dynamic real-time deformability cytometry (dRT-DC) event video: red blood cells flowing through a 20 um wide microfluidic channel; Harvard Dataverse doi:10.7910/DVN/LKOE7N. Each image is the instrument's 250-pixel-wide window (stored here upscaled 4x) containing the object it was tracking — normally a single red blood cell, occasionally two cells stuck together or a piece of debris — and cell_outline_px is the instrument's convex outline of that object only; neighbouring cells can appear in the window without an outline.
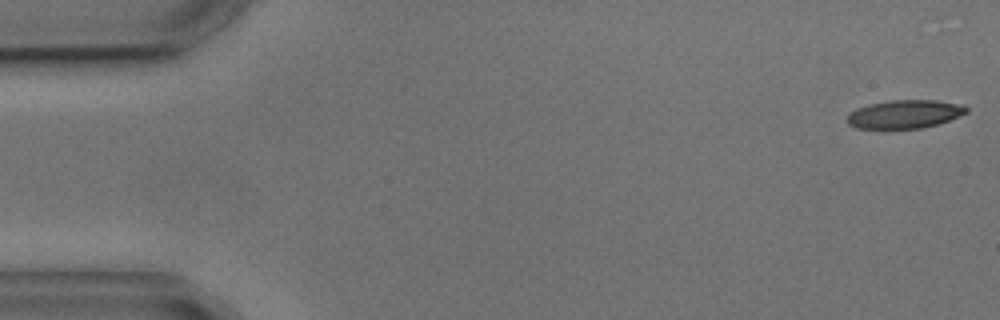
{"species": "common noctule bat (a hibernating species)", "species_latin": "Nyctalus noctula", "temperature_condition": "cold", "stored_images_in_passage": 4, "camera_frame_rate_fps": 3000, "um_per_image_px": 0.085, "animal": {"sex": "male", "body_mass_g": 17.9, "forearm_length_mm": 54.2}, "frame": {"image": 1, "passage_image": 1, "time_ms": 0.0, "image_size_px": [1000, 320], "cell_outline_px": [[968, 112], [960, 116], [936, 124], [920, 128], [856, 128], [848, 124], [848, 116], [856, 108], [868, 104], [892, 100], [936, 100], [960, 104], [968, 108]], "centroid_in_image_um": [76.91, 9.69], "position_along_channel_um": 8.1, "area_um2": 19.48}}
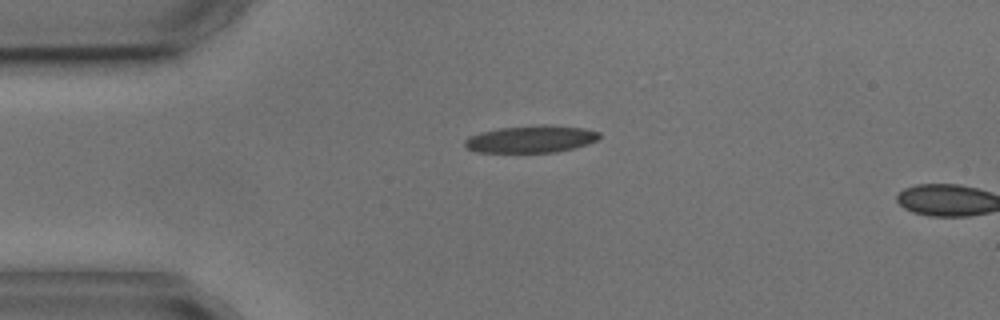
{"frame": {"image": 2, "passage_image": 3, "time_ms": 3.667, "image_size_px": [1000, 320], "cell_outline_px": [[600, 136], [596, 140], [588, 144], [556, 152], [476, 152], [464, 148], [464, 140], [468, 136], [480, 132], [500, 128], [544, 124], [584, 128], [600, 132]], "centroid_in_image_um": [45.1, 11.82], "position_along_channel_um": 39.9, "area_um2": 21.39}}